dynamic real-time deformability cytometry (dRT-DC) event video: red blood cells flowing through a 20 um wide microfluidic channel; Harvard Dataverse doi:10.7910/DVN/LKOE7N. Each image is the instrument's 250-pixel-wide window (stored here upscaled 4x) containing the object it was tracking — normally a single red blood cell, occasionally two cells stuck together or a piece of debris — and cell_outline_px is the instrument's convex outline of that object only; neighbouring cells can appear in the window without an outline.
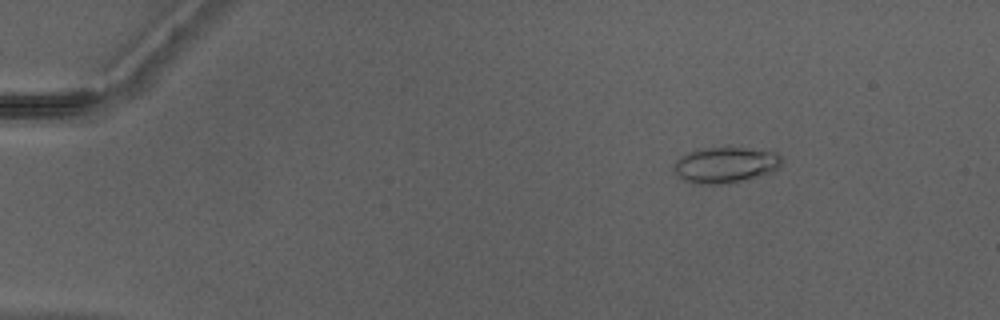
{"species": "Egyptian fruit bat (a non-hibernating species)", "species_latin": "Rousettus aegyptiacus", "temperature_condition": "warm", "stored_images_in_passage": 35, "camera_frame_rate_fps": 3000, "um_per_image_px": 0.085, "animal": {"sex": "male"}, "frame": {"image": 1, "passage_image": 2, "time_ms": 0.333, "image_size_px": [1000, 320], "cell_outline_px": [[784, 160], [776, 172], [728, 184], [692, 184], [680, 180], [676, 176], [672, 168], [676, 160], [688, 152], [700, 148], [744, 148], [776, 152]], "centroid_in_image_um": [61.65, 14.05], "position_along_channel_um": 23.4, "area_um2": 23.06}}
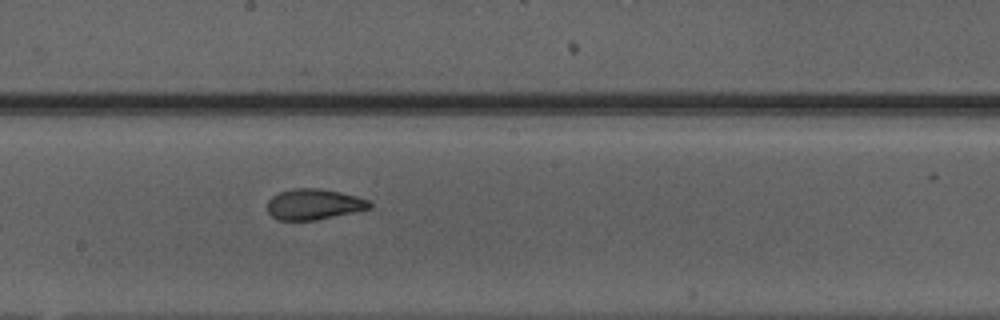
{"frame": {"image": 2, "passage_image": 23, "time_ms": 7.333, "image_size_px": [1000, 320], "cell_outline_px": [[372, 208], [316, 220], [280, 220], [272, 216], [268, 212], [268, 200], [272, 196], [280, 192], [292, 188], [320, 188], [340, 192], [356, 196], [368, 200], [372, 204]], "centroid_in_image_um": [26.68, 17.36], "position_along_channel_um": 221.5, "area_um2": 18.26}}
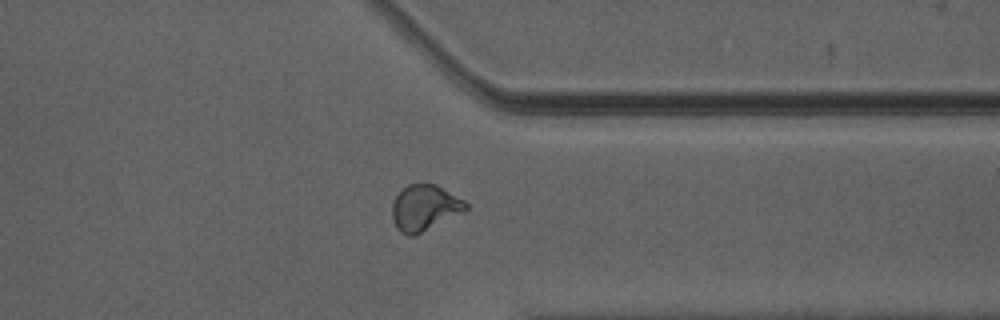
{"frame": {"image": 3, "passage_image": 34, "time_ms": 11.0, "image_size_px": [1000, 320], "cell_outline_px": [[468, 208], [464, 212], [416, 236], [408, 236], [400, 232], [396, 228], [392, 220], [392, 204], [396, 196], [408, 184], [436, 184], [464, 200], [468, 204]], "centroid_in_image_um": [36.09, 17.69], "position_along_channel_um": 375.3, "area_um2": 19.88}}